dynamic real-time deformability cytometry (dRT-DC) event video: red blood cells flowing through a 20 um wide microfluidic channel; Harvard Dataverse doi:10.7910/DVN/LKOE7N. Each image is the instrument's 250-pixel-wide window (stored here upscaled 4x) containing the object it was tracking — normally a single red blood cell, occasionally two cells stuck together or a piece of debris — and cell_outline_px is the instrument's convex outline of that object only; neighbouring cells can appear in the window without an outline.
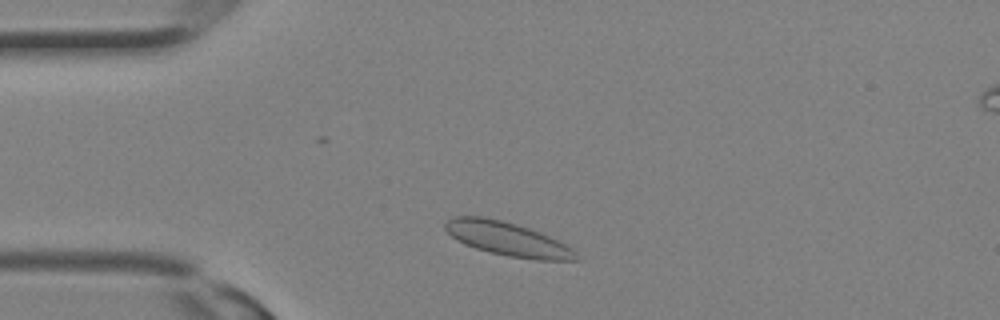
{"species": "Egyptian fruit bat (a non-hibernating species)", "species_latin": "Rousettus aegyptiacus", "temperature_condition": "room temperature", "stored_images_in_passage": 27, "camera_frame_rate_fps": 3000, "um_per_image_px": 0.085, "animal": {"sex": "female"}, "frame": {"image": 1, "passage_image": 3, "time_ms": 0.667, "image_size_px": [1000, 320], "cell_outline_px": [[580, 260], [536, 260], [508, 256], [476, 248], [464, 244], [456, 240], [444, 228], [444, 224], [452, 216], [480, 216], [500, 220], [516, 224], [540, 232], [572, 248], [576, 252]], "centroid_in_image_um": [43.12, 20.31], "position_along_channel_um": 41.9, "area_um2": 25.49}}
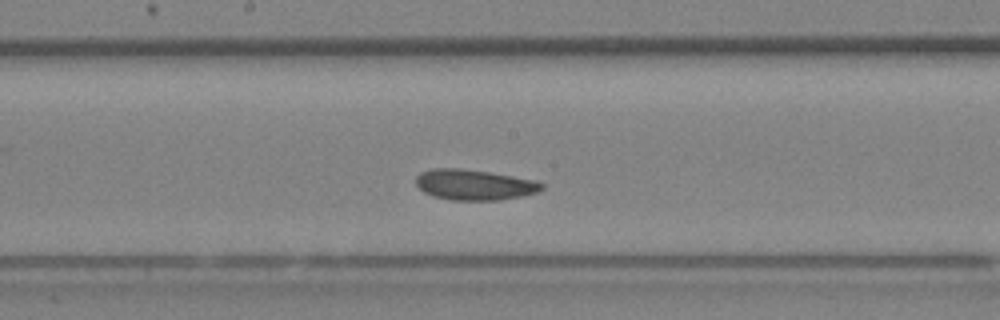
{"frame": {"image": 2, "passage_image": 12, "time_ms": 3.667, "image_size_px": [1000, 320], "cell_outline_px": [[544, 188], [536, 192], [524, 196], [500, 200], [452, 200], [432, 196], [424, 192], [416, 184], [416, 176], [420, 172], [432, 168], [460, 168], [488, 172], [536, 180], [544, 184]], "centroid_in_image_um": [40.31, 15.7], "position_along_channel_um": 207.9, "area_um2": 22.48}}
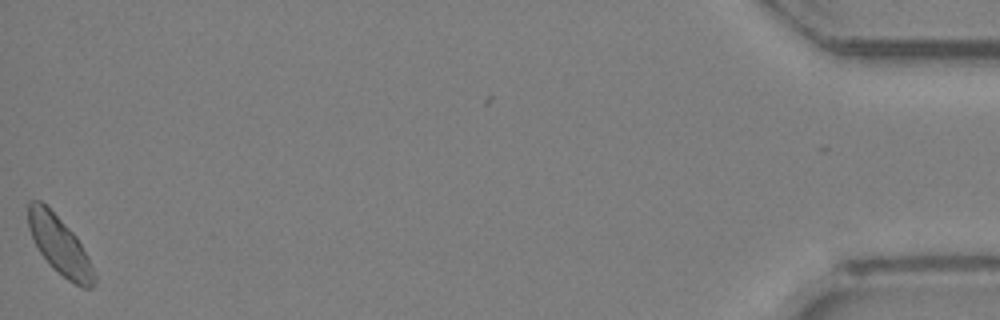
{"frame": {"image": 3, "passage_image": 27, "time_ms": 8.667, "image_size_px": [1000, 320], "cell_outline_px": [[96, 280], [92, 288], [84, 288], [68, 280], [52, 268], [48, 264], [40, 252], [28, 228], [28, 204], [32, 200], [40, 200], [76, 236], [88, 256], [96, 276]], "centroid_in_image_um": [5.08, 20.9], "position_along_channel_um": 430.1, "area_um2": 21.96}}